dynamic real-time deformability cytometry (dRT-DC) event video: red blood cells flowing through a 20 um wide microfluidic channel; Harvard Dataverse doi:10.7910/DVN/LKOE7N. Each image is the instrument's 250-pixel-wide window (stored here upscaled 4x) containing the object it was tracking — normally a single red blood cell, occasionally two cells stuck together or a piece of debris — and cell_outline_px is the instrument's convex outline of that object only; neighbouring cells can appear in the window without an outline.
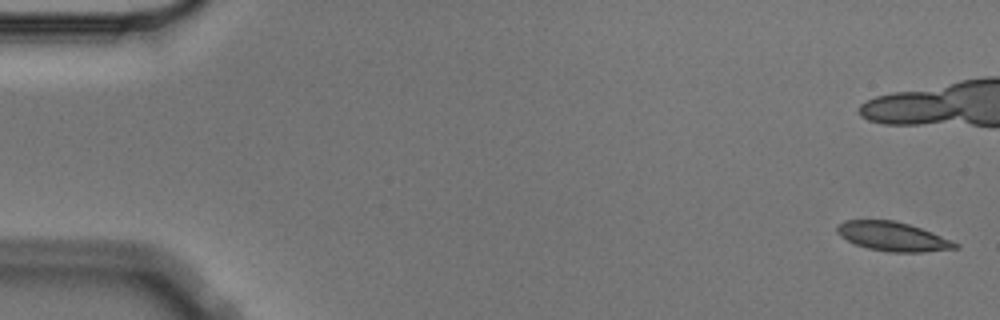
{"species": "Egyptian fruit bat (a non-hibernating species)", "species_latin": "Rousettus aegyptiacus", "temperature_condition": "cold", "stored_images_in_passage": 5, "camera_frame_rate_fps": 3000, "um_per_image_px": 0.085, "animal": {"sex": "male"}, "frame": {"image": 1, "passage_image": 1, "time_ms": 0.0, "image_size_px": [1000, 320], "cell_outline_px": [[960, 248], [924, 252], [888, 252], [868, 248], [856, 244], [840, 236], [836, 232], [836, 224], [844, 220], [892, 220], [908, 224], [932, 232], [960, 244]], "centroid_in_image_um": [75.88, 20.1], "position_along_channel_um": 9.1, "area_um2": 20.06}}